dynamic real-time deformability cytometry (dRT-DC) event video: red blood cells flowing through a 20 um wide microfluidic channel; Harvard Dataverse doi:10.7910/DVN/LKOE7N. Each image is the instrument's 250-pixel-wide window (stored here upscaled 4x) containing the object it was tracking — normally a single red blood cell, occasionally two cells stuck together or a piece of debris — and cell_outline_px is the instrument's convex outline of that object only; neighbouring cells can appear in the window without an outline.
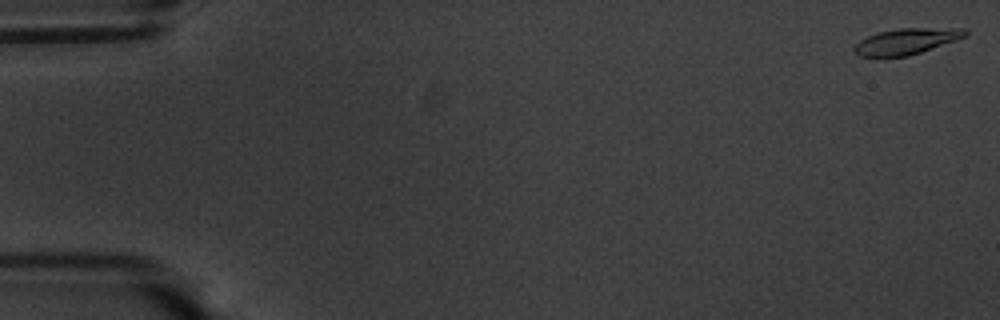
{"species": "common noctule bat (a hibernating species)", "species_latin": "Nyctalus noctula", "temperature_condition": "warm", "stored_images_in_passage": 57, "camera_frame_rate_fps": 3000, "um_per_image_px": 0.085, "animal": {"sex": "male", "body_mass_g": 20.1, "forearm_length_mm": 53.5}, "frame": {"image": 1, "passage_image": 1, "time_ms": 0.0, "image_size_px": [1000, 320], "cell_outline_px": [[968, 36], [908, 56], [860, 56], [852, 52], [852, 48], [860, 40], [876, 32], [900, 28], [964, 28], [968, 32]], "centroid_in_image_um": [77.03, 3.5], "position_along_channel_um": 8.0, "area_um2": 16.76}}
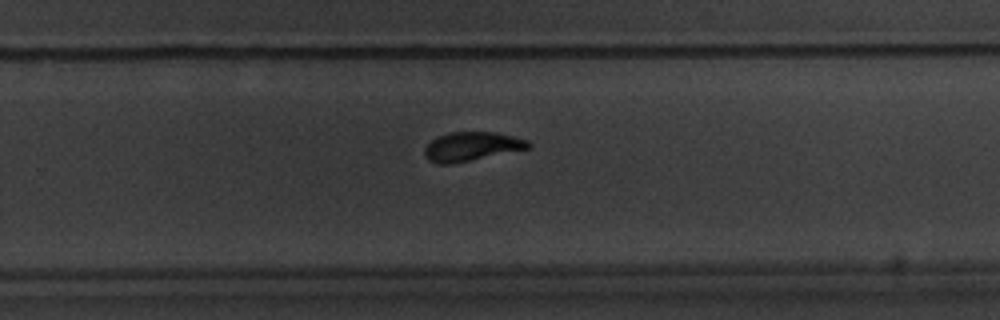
{"frame": {"image": 2, "passage_image": 37, "time_ms": 12.0, "image_size_px": [1000, 320], "cell_outline_px": [[532, 148], [452, 164], [440, 164], [428, 160], [424, 156], [424, 148], [436, 136], [448, 132], [496, 132], [528, 140], [532, 144]], "centroid_in_image_um": [40.1, 12.45], "position_along_channel_um": 289.7, "area_um2": 17.74}}
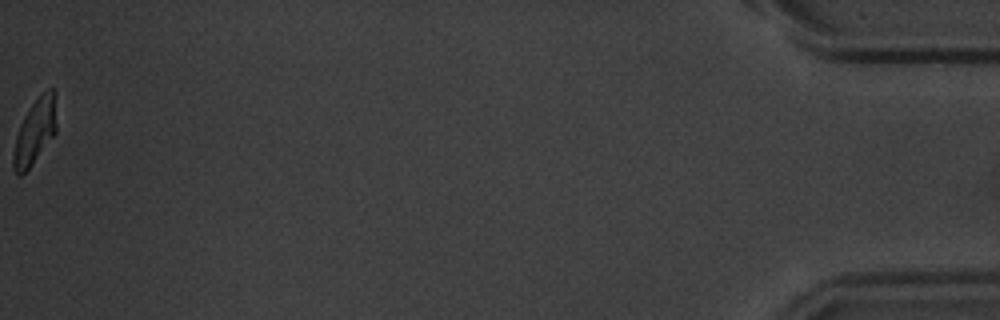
{"frame": {"image": 3, "passage_image": 57, "time_ms": 18.667, "image_size_px": [1000, 320], "cell_outline_px": [[56, 132], [32, 164], [20, 176], [16, 176], [12, 164], [12, 156], [16, 136], [20, 124], [24, 116], [32, 104], [48, 88], [52, 88], [56, 92]], "centroid_in_image_um": [2.97, 11.18], "position_along_channel_um": 432.2, "area_um2": 16.36}, "authors_computed_cell_mechanics": {"area_um2": 17.6868, "velocity_mm_per_s": 3.5844, "shape_relaxation_time_tau1_ms": 2.9923, "shape_relaxation_time_tau2_ms": 1.441, "deformation_change_tau1": 0.1705, "deformation_change_tau2": 0.0692}}